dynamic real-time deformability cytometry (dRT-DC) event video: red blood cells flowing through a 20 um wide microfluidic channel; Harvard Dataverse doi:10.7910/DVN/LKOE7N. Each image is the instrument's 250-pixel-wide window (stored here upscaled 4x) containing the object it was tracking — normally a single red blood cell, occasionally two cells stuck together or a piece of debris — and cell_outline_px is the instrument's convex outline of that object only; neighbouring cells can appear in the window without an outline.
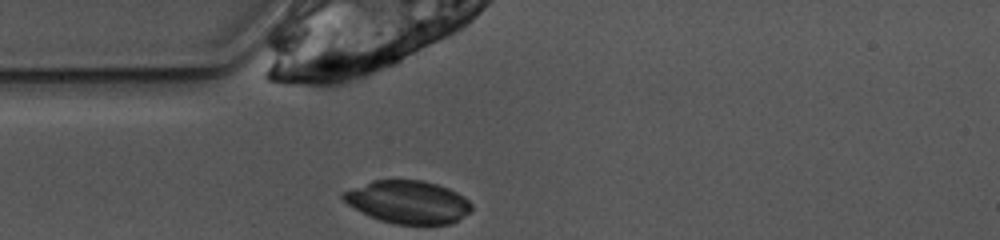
{"species": "common noctule bat (a hibernating species)", "species_latin": "Nyctalus noctula", "temperature_condition": "warm", "stored_images_in_passage": 6, "camera_frame_rate_fps": 3000, "um_per_image_px": 0.085, "animal": {"sex": "female", "body_mass_g": 10.0, "forearm_length_mm": 53.1}, "frame": {"image": 1, "passage_image": 1, "time_ms": 0.0, "image_size_px": [1000, 240], "cell_outline_px": [[472, 208], [468, 212], [452, 224], [396, 224], [380, 220], [348, 204], [340, 196], [340, 192], [372, 180], [424, 180], [448, 188], [464, 196], [472, 204]], "centroid_in_image_um": [34.68, 17.16], "position_along_channel_um": 50.3, "area_um2": 31.85}}
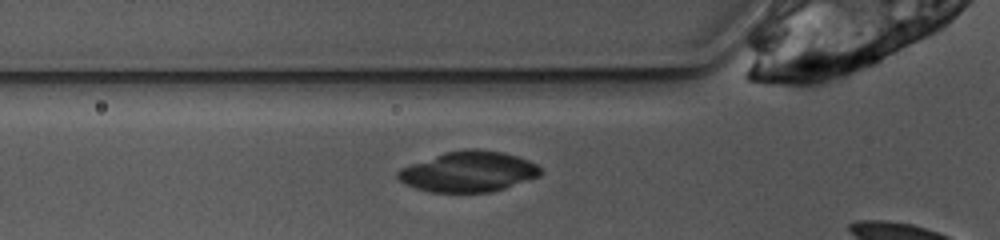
{"frame": {"image": 2, "passage_image": 4, "time_ms": 1.0, "image_size_px": [1000, 240], "cell_outline_px": [[544, 172], [540, 176], [504, 188], [488, 192], [428, 192], [404, 184], [396, 176], [396, 172], [400, 168], [444, 152], [468, 148], [472, 148], [504, 152], [528, 160], [536, 164]], "centroid_in_image_um": [39.81, 14.58], "position_along_channel_um": 86.0, "area_um2": 33.7}}